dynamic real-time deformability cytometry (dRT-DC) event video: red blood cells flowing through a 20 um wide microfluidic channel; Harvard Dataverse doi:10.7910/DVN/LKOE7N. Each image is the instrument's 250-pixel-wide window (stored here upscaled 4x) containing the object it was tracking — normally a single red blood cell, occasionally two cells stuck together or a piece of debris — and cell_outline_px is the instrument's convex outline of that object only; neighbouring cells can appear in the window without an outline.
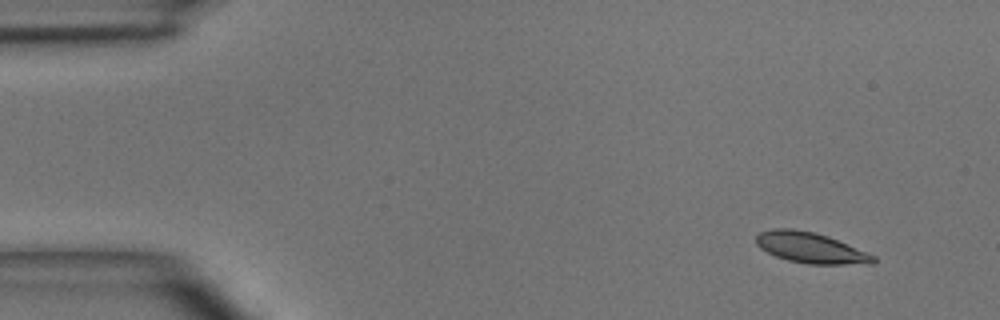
{"species": "common noctule bat (a hibernating species)", "species_latin": "Nyctalus noctula", "temperature_condition": "room temperature", "stored_images_in_passage": 4, "camera_frame_rate_fps": 3000, "um_per_image_px": 0.085, "animal": {"sex": "male", "body_mass_g": 15.6}, "frame": {"image": 1, "passage_image": 1, "time_ms": 0.0, "image_size_px": [1000, 320], "cell_outline_px": [[876, 264], [808, 264], [788, 260], [776, 256], [760, 248], [756, 244], [756, 236], [760, 232], [772, 228], [792, 228], [816, 232], [828, 236], [876, 256]], "centroid_in_image_um": [68.91, 21.05], "position_along_channel_um": 16.1, "area_um2": 21.04}}
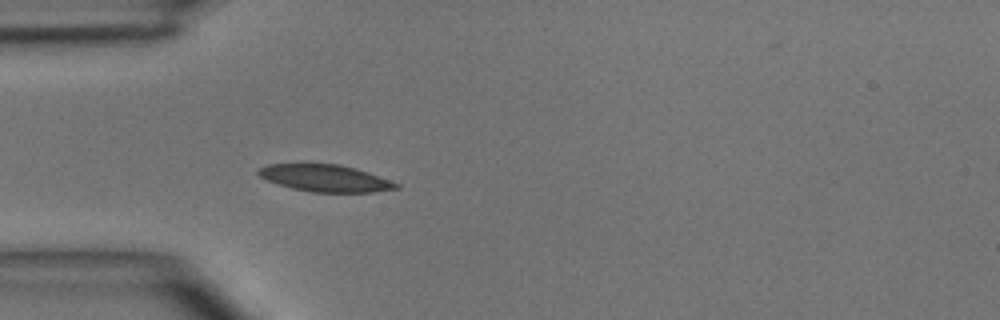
{"frame": {"image": 2, "passage_image": 4, "time_ms": 3.333, "image_size_px": [1000, 320], "cell_outline_px": [[400, 188], [372, 192], [312, 192], [292, 188], [268, 180], [260, 176], [256, 172], [260, 168], [268, 164], [340, 164], [356, 168], [368, 172], [400, 184]], "centroid_in_image_um": [27.68, 15.14], "position_along_channel_um": 57.3, "area_um2": 21.44}}